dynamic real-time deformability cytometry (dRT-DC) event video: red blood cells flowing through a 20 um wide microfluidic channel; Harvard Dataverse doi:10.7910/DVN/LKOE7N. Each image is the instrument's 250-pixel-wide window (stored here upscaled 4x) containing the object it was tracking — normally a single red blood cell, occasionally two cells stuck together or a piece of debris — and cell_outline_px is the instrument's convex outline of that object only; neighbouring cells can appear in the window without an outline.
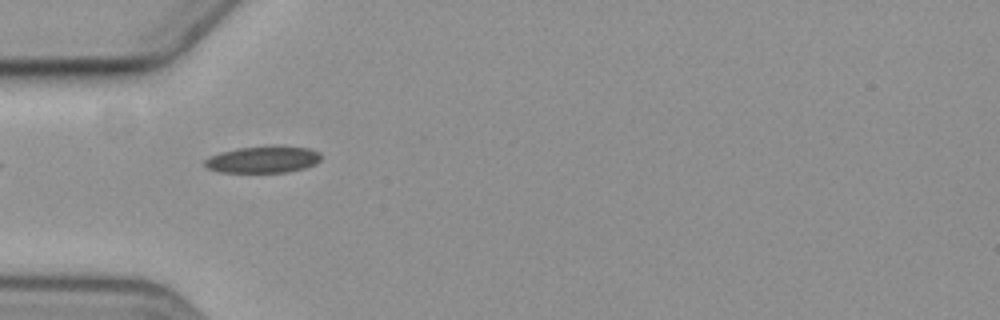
{"species": "common noctule bat (a hibernating species)", "species_latin": "Nyctalus noctula", "temperature_condition": "cold", "stored_images_in_passage": 5, "camera_frame_rate_fps": 3000, "um_per_image_px": 0.085, "animal": {"sex": "female", "body_mass_g": 19.3, "forearm_length_mm": 54.1}, "frame": {"image": 1, "passage_image": 4, "time_ms": 3.667, "image_size_px": [1000, 320], "cell_outline_px": [[320, 160], [316, 164], [304, 168], [288, 172], [220, 172], [208, 168], [204, 164], [204, 160], [220, 152], [236, 148], [272, 144], [276, 144], [308, 148], [320, 152]], "centroid_in_image_um": [22.39, 13.53], "position_along_channel_um": 62.6, "area_um2": 18.5}}
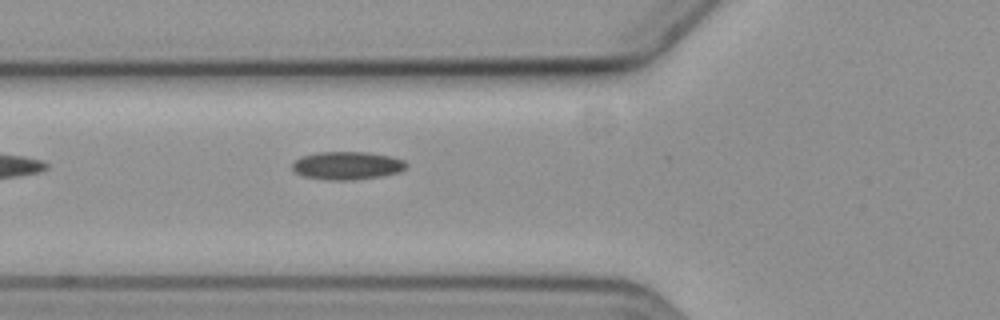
{"frame": {"image": 2, "passage_image": 5, "time_ms": 4.667, "image_size_px": [1000, 320], "cell_outline_px": [[408, 164], [400, 172], [380, 176], [352, 180], [328, 180], [304, 176], [296, 172], [292, 168], [292, 164], [300, 156], [316, 152], [368, 152], [392, 156], [404, 160]], "centroid_in_image_um": [29.51, 14.06], "position_along_channel_um": 96.3, "area_um2": 18.67}}